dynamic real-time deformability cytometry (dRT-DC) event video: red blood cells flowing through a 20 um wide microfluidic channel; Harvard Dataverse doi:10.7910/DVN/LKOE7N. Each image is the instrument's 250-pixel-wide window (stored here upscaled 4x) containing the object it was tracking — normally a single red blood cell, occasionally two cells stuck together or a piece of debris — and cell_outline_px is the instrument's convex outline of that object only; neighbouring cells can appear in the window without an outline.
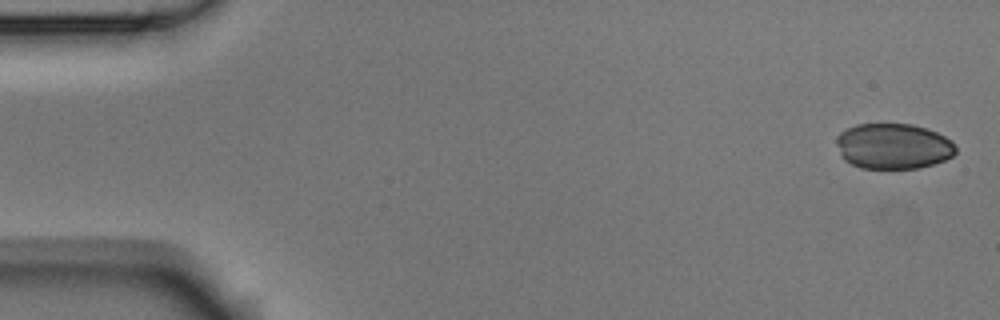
{"species": "Egyptian fruit bat (a non-hibernating species)", "species_latin": "Rousettus aegyptiacus", "temperature_condition": "room temperature", "stored_images_in_passage": 4, "camera_frame_rate_fps": 3000, "um_per_image_px": 0.085, "animal": {"sex": "male"}, "frame": {"image": 1, "passage_image": 1, "time_ms": 0.0, "image_size_px": [1000, 320], "cell_outline_px": [[956, 152], [952, 156], [944, 160], [932, 164], [916, 168], [860, 168], [844, 160], [836, 144], [836, 136], [840, 132], [856, 124], [912, 124], [928, 128], [952, 140], [956, 148]], "centroid_in_image_um": [75.92, 12.42], "position_along_channel_um": 9.1, "area_um2": 31.73}}